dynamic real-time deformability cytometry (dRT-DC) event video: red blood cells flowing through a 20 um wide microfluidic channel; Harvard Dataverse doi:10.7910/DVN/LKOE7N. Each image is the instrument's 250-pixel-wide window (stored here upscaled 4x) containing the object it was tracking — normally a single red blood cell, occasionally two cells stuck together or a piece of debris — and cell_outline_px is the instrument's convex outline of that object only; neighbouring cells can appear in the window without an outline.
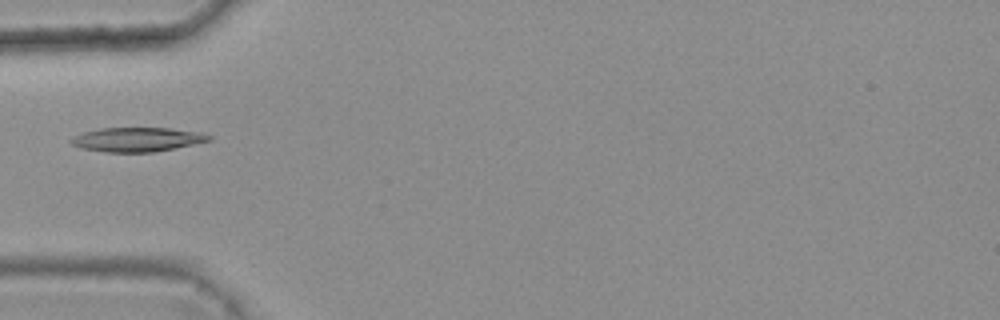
{"species": "common noctule bat (a hibernating species)", "species_latin": "Nyctalus noctula", "temperature_condition": "warm", "stored_images_in_passage": 2, "camera_frame_rate_fps": 3000, "um_per_image_px": 0.085, "animal": {"sex": "female", "body_mass_g": 25.1}, "frame": {"image": 1, "passage_image": 2, "time_ms": 0.333, "image_size_px": [1000, 320], "cell_outline_px": [[212, 140], [152, 152], [108, 152], [84, 148], [72, 144], [68, 140], [84, 132], [100, 128], [168, 128], [204, 132], [212, 136]], "centroid_in_image_um": [11.7, 11.84], "position_along_channel_um": 73.3, "area_um2": 19.19}}